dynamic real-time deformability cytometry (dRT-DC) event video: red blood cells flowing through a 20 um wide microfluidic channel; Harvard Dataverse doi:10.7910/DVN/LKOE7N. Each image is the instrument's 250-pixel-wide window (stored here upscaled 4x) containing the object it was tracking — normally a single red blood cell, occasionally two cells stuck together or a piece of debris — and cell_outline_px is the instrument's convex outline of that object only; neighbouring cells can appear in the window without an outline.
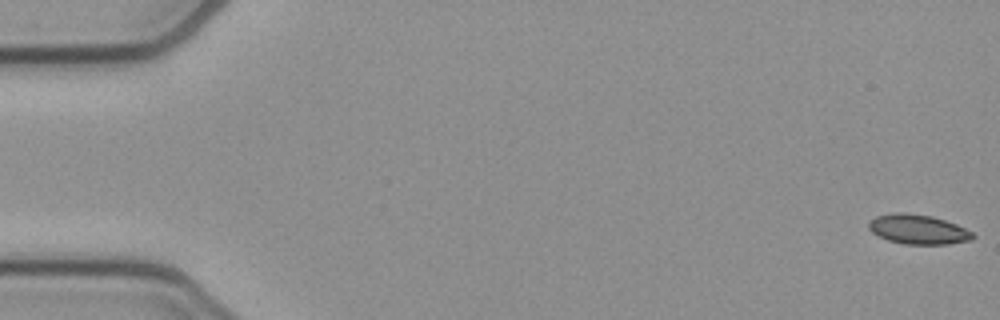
{"species": "common noctule bat (a hibernating species)", "species_latin": "Nyctalus noctula", "temperature_condition": "cold", "stored_images_in_passage": 54, "camera_frame_rate_fps": 3000, "um_per_image_px": 0.085, "animal": {"sex": "female", "body_mass_g": 21.9}, "frame": {"image": 1, "passage_image": 1, "time_ms": 0.0, "image_size_px": [1000, 320], "cell_outline_px": [[976, 236], [972, 240], [948, 244], [904, 244], [888, 240], [872, 232], [868, 228], [868, 220], [876, 216], [892, 212], [904, 212], [932, 216], [956, 224], [972, 232]], "centroid_in_image_um": [78.02, 19.49], "position_along_channel_um": 7.0, "area_um2": 18.03}}
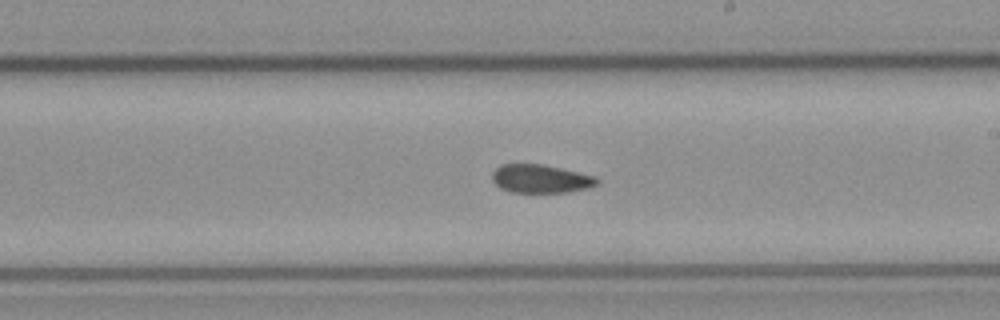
{"frame": {"image": 2, "passage_image": 31, "time_ms": 10.0, "image_size_px": [1000, 320], "cell_outline_px": [[600, 184], [588, 188], [568, 192], [512, 192], [500, 188], [492, 180], [492, 172], [500, 164], [544, 164], [596, 176], [600, 180]], "centroid_in_image_um": [45.98, 15.19], "position_along_channel_um": 243.0, "area_um2": 17.51}}
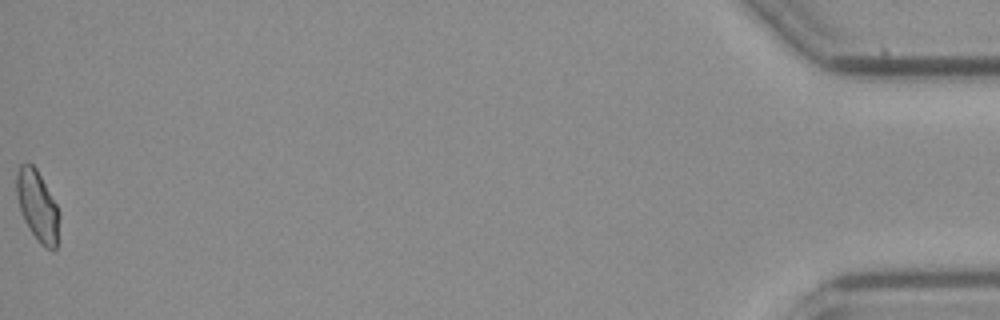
{"frame": {"image": 3, "passage_image": 54, "time_ms": 17.667, "image_size_px": [1000, 320], "cell_outline_px": [[60, 216], [56, 248], [44, 248], [40, 244], [24, 220], [20, 212], [16, 196], [16, 172], [20, 164], [28, 160], [36, 168], [56, 204], [60, 212]], "centroid_in_image_um": [3.17, 17.46], "position_along_channel_um": 432.0, "area_um2": 17.69}}